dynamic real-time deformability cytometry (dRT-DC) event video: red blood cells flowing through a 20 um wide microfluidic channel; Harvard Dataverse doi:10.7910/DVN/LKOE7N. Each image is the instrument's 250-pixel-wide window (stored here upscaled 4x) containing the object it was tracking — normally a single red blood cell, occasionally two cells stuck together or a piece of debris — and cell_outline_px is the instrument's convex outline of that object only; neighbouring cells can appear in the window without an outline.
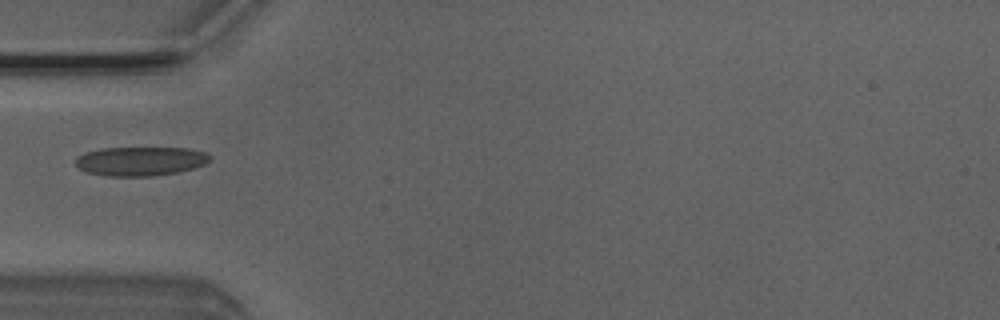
{"species": "Egyptian fruit bat (a non-hibernating species)", "species_latin": "Rousettus aegyptiacus", "temperature_condition": "room temperature", "stored_images_in_passage": 3, "camera_frame_rate_fps": 3000, "um_per_image_px": 0.085, "animal": {"sex": "male"}, "frame": {"image": 1, "passage_image": 2, "time_ms": 0.333, "image_size_px": [1000, 320], "cell_outline_px": [[212, 156], [204, 164], [192, 168], [176, 172], [152, 176], [108, 176], [84, 172], [76, 164], [76, 156], [84, 152], [100, 148], [188, 148], [204, 152]], "centroid_in_image_um": [11.88, 13.69], "position_along_channel_um": 73.1, "area_um2": 22.72}}